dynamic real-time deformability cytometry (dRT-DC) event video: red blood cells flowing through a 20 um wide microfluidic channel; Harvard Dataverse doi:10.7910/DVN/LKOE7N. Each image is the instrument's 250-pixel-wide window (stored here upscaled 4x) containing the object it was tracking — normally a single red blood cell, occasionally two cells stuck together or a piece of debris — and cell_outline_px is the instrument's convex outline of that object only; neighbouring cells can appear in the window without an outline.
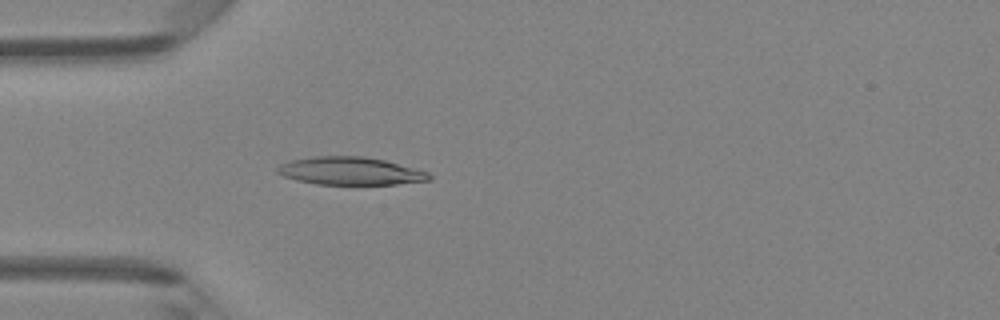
{"species": "Egyptian fruit bat (a non-hibernating species)", "species_latin": "Rousettus aegyptiacus", "temperature_condition": "room temperature", "stored_images_in_passage": 35, "camera_frame_rate_fps": 3000, "um_per_image_px": 0.085, "animal": {"sex": "female"}, "frame": {"image": 1, "passage_image": 2, "time_ms": 0.333, "image_size_px": [1000, 320], "cell_outline_px": [[432, 180], [396, 184], [316, 184], [296, 180], [284, 176], [276, 172], [276, 168], [280, 164], [292, 160], [312, 156], [364, 156], [384, 160], [428, 172], [432, 176]], "centroid_in_image_um": [29.76, 14.53], "position_along_channel_um": 55.2, "area_um2": 24.57}}
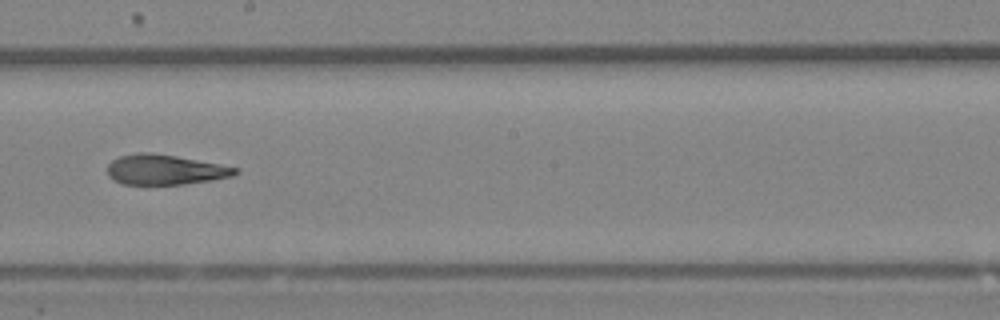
{"frame": {"image": 2, "passage_image": 15, "time_ms": 4.667, "image_size_px": [1000, 320], "cell_outline_px": [[240, 172], [232, 176], [212, 180], [184, 184], [124, 184], [112, 180], [108, 176], [108, 164], [112, 160], [120, 156], [136, 152], [148, 152], [176, 156], [240, 168]], "centroid_in_image_um": [14.02, 14.42], "position_along_channel_um": 234.2, "area_um2": 22.43}}
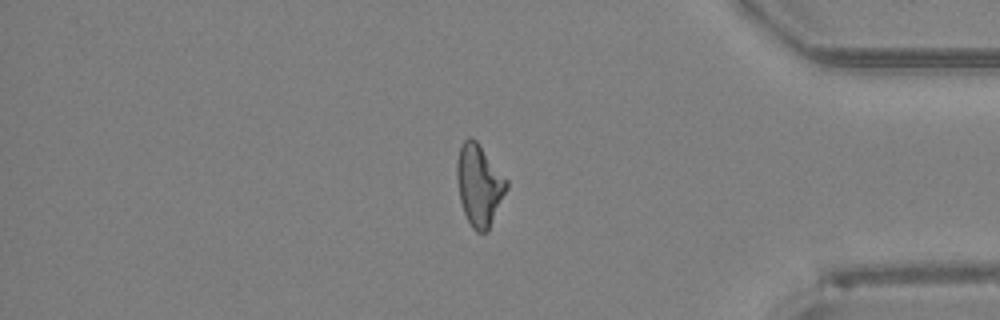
{"frame": {"image": 3, "passage_image": 28, "time_ms": 9.0, "image_size_px": [1000, 320], "cell_outline_px": [[508, 188], [488, 232], [476, 232], [472, 228], [464, 212], [460, 200], [456, 176], [456, 164], [460, 148], [464, 140], [468, 136], [472, 136], [476, 140], [508, 180]], "centroid_in_image_um": [40.74, 15.73], "position_along_channel_um": 394.5, "area_um2": 23.64}, "authors_computed_cell_mechanics": {"area_um2": 23.4668, "velocity_mm_per_s": 4.2987, "shape_relaxation_time_tau1_ms": 9.4245, "shape_relaxation_time_tau2_ms": 3.1789, "deformation_change_tau1": 0.2497, "deformation_change_tau2": 0.1209}}